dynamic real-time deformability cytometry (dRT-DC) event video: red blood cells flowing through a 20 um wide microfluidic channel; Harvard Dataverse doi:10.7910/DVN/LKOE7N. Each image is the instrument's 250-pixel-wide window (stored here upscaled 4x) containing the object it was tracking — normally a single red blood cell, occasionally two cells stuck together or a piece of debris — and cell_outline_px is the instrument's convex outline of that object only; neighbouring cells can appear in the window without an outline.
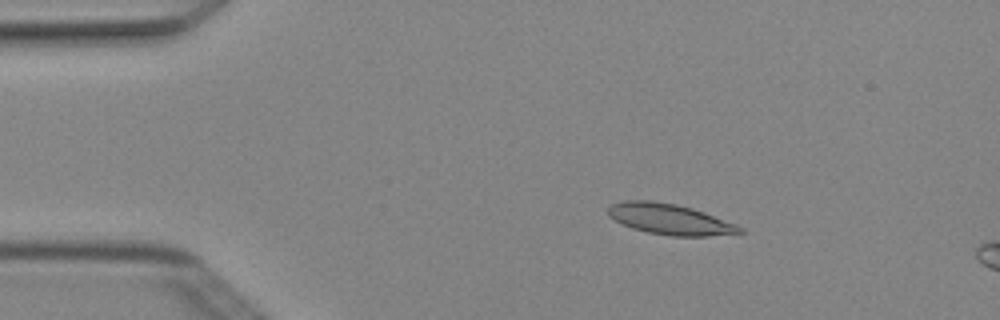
{"species": "Egyptian fruit bat (a non-hibernating species)", "species_latin": "Rousettus aegyptiacus", "temperature_condition": "cold", "stored_images_in_passage": 5, "camera_frame_rate_fps": 3000, "um_per_image_px": 0.085, "animal": {"sex": "female"}, "frame": {"image": 1, "passage_image": 3, "time_ms": 0.667, "image_size_px": [1000, 320], "cell_outline_px": [[744, 232], [708, 236], [672, 236], [648, 232], [632, 228], [608, 216], [608, 208], [612, 204], [624, 200], [652, 200], [676, 204], [692, 208], [704, 212], [736, 224], [744, 228]], "centroid_in_image_um": [56.94, 18.62], "position_along_channel_um": 28.1, "area_um2": 23.47}}